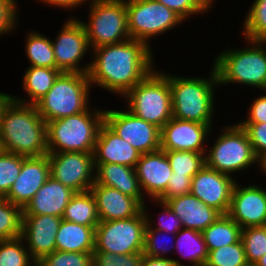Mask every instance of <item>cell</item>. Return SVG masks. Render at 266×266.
<instances>
[{
    "mask_svg": "<svg viewBox=\"0 0 266 266\" xmlns=\"http://www.w3.org/2000/svg\"><path fill=\"white\" fill-rule=\"evenodd\" d=\"M141 266H178L172 259L168 258H155L143 255Z\"/></svg>",
    "mask_w": 266,
    "mask_h": 266,
    "instance_id": "681fc988",
    "label": "cell"
},
{
    "mask_svg": "<svg viewBox=\"0 0 266 266\" xmlns=\"http://www.w3.org/2000/svg\"><path fill=\"white\" fill-rule=\"evenodd\" d=\"M146 226L143 209L128 219L100 221L95 228L94 252L117 255L143 252Z\"/></svg>",
    "mask_w": 266,
    "mask_h": 266,
    "instance_id": "8fae6325",
    "label": "cell"
},
{
    "mask_svg": "<svg viewBox=\"0 0 266 266\" xmlns=\"http://www.w3.org/2000/svg\"><path fill=\"white\" fill-rule=\"evenodd\" d=\"M213 127L214 124H201L172 117L161 128V149L164 151L186 150L205 154L207 146L210 145L208 141H212L209 137L214 131Z\"/></svg>",
    "mask_w": 266,
    "mask_h": 266,
    "instance_id": "9a60e30c",
    "label": "cell"
},
{
    "mask_svg": "<svg viewBox=\"0 0 266 266\" xmlns=\"http://www.w3.org/2000/svg\"><path fill=\"white\" fill-rule=\"evenodd\" d=\"M24 40V52L29 66L56 68L54 49L49 36L29 29Z\"/></svg>",
    "mask_w": 266,
    "mask_h": 266,
    "instance_id": "f1b7e54d",
    "label": "cell"
},
{
    "mask_svg": "<svg viewBox=\"0 0 266 266\" xmlns=\"http://www.w3.org/2000/svg\"><path fill=\"white\" fill-rule=\"evenodd\" d=\"M172 172L191 178L205 166V154L193 151H165Z\"/></svg>",
    "mask_w": 266,
    "mask_h": 266,
    "instance_id": "d590c367",
    "label": "cell"
},
{
    "mask_svg": "<svg viewBox=\"0 0 266 266\" xmlns=\"http://www.w3.org/2000/svg\"><path fill=\"white\" fill-rule=\"evenodd\" d=\"M50 175L75 193L89 191L95 182L93 153H48Z\"/></svg>",
    "mask_w": 266,
    "mask_h": 266,
    "instance_id": "5bb4252c",
    "label": "cell"
},
{
    "mask_svg": "<svg viewBox=\"0 0 266 266\" xmlns=\"http://www.w3.org/2000/svg\"><path fill=\"white\" fill-rule=\"evenodd\" d=\"M241 241L247 263L255 264L266 253V225L243 228Z\"/></svg>",
    "mask_w": 266,
    "mask_h": 266,
    "instance_id": "74e56055",
    "label": "cell"
},
{
    "mask_svg": "<svg viewBox=\"0 0 266 266\" xmlns=\"http://www.w3.org/2000/svg\"><path fill=\"white\" fill-rule=\"evenodd\" d=\"M217 131L219 135L212 137V146L206 148V166L236 180L238 178L235 175H240V172L243 174L246 170L248 173L253 166H257L260 170L258 172L263 173V164L256 157L247 133L238 123L221 126Z\"/></svg>",
    "mask_w": 266,
    "mask_h": 266,
    "instance_id": "8992f818",
    "label": "cell"
},
{
    "mask_svg": "<svg viewBox=\"0 0 266 266\" xmlns=\"http://www.w3.org/2000/svg\"><path fill=\"white\" fill-rule=\"evenodd\" d=\"M151 203L157 205V207H160L161 212L156 213L155 216L157 217V221L155 222L152 218L153 214L150 210L146 202L143 204V211L146 217V224L151 229H158L165 231L167 233L176 234L179 230L183 228V224L180 221L179 217L172 211V209L168 206L166 202H161L160 200H147ZM163 209V210H162ZM151 212V213H150ZM153 220V221H152ZM156 223V224H155Z\"/></svg>",
    "mask_w": 266,
    "mask_h": 266,
    "instance_id": "8d00e7d4",
    "label": "cell"
},
{
    "mask_svg": "<svg viewBox=\"0 0 266 266\" xmlns=\"http://www.w3.org/2000/svg\"><path fill=\"white\" fill-rule=\"evenodd\" d=\"M23 208L5 198H0V240L20 237Z\"/></svg>",
    "mask_w": 266,
    "mask_h": 266,
    "instance_id": "836d02e7",
    "label": "cell"
},
{
    "mask_svg": "<svg viewBox=\"0 0 266 266\" xmlns=\"http://www.w3.org/2000/svg\"><path fill=\"white\" fill-rule=\"evenodd\" d=\"M135 170L145 199L157 200L166 191L172 169L164 150L141 154Z\"/></svg>",
    "mask_w": 266,
    "mask_h": 266,
    "instance_id": "ffe728a7",
    "label": "cell"
},
{
    "mask_svg": "<svg viewBox=\"0 0 266 266\" xmlns=\"http://www.w3.org/2000/svg\"><path fill=\"white\" fill-rule=\"evenodd\" d=\"M23 238L0 240V266H34Z\"/></svg>",
    "mask_w": 266,
    "mask_h": 266,
    "instance_id": "e575fe53",
    "label": "cell"
},
{
    "mask_svg": "<svg viewBox=\"0 0 266 266\" xmlns=\"http://www.w3.org/2000/svg\"><path fill=\"white\" fill-rule=\"evenodd\" d=\"M172 211L179 217L183 228L203 232L221 213L202 203L193 194L176 196L166 201Z\"/></svg>",
    "mask_w": 266,
    "mask_h": 266,
    "instance_id": "cb8c5ba5",
    "label": "cell"
},
{
    "mask_svg": "<svg viewBox=\"0 0 266 266\" xmlns=\"http://www.w3.org/2000/svg\"><path fill=\"white\" fill-rule=\"evenodd\" d=\"M0 150L24 157L48 154L46 122L36 105L11 99L0 119Z\"/></svg>",
    "mask_w": 266,
    "mask_h": 266,
    "instance_id": "7a4b0ae2",
    "label": "cell"
},
{
    "mask_svg": "<svg viewBox=\"0 0 266 266\" xmlns=\"http://www.w3.org/2000/svg\"><path fill=\"white\" fill-rule=\"evenodd\" d=\"M141 153L105 122L99 128L93 151L94 163H115L135 168Z\"/></svg>",
    "mask_w": 266,
    "mask_h": 266,
    "instance_id": "44dd1931",
    "label": "cell"
},
{
    "mask_svg": "<svg viewBox=\"0 0 266 266\" xmlns=\"http://www.w3.org/2000/svg\"><path fill=\"white\" fill-rule=\"evenodd\" d=\"M104 122L119 137L130 143L141 154L161 149V129L156 125L133 115L126 108L106 109Z\"/></svg>",
    "mask_w": 266,
    "mask_h": 266,
    "instance_id": "4fadbf2b",
    "label": "cell"
},
{
    "mask_svg": "<svg viewBox=\"0 0 266 266\" xmlns=\"http://www.w3.org/2000/svg\"><path fill=\"white\" fill-rule=\"evenodd\" d=\"M24 156L0 150V198H4L20 174Z\"/></svg>",
    "mask_w": 266,
    "mask_h": 266,
    "instance_id": "60d3db41",
    "label": "cell"
},
{
    "mask_svg": "<svg viewBox=\"0 0 266 266\" xmlns=\"http://www.w3.org/2000/svg\"><path fill=\"white\" fill-rule=\"evenodd\" d=\"M263 174L266 175V162L263 164Z\"/></svg>",
    "mask_w": 266,
    "mask_h": 266,
    "instance_id": "f5cc1de1",
    "label": "cell"
},
{
    "mask_svg": "<svg viewBox=\"0 0 266 266\" xmlns=\"http://www.w3.org/2000/svg\"><path fill=\"white\" fill-rule=\"evenodd\" d=\"M241 24V38L266 42V0H254Z\"/></svg>",
    "mask_w": 266,
    "mask_h": 266,
    "instance_id": "1f68e13d",
    "label": "cell"
},
{
    "mask_svg": "<svg viewBox=\"0 0 266 266\" xmlns=\"http://www.w3.org/2000/svg\"><path fill=\"white\" fill-rule=\"evenodd\" d=\"M129 35L152 48L156 40L185 23L175 12L155 0H126Z\"/></svg>",
    "mask_w": 266,
    "mask_h": 266,
    "instance_id": "30bf717a",
    "label": "cell"
},
{
    "mask_svg": "<svg viewBox=\"0 0 266 266\" xmlns=\"http://www.w3.org/2000/svg\"><path fill=\"white\" fill-rule=\"evenodd\" d=\"M236 179L204 166L192 178L191 194L203 204L211 206L221 214H227L231 204V195Z\"/></svg>",
    "mask_w": 266,
    "mask_h": 266,
    "instance_id": "e0dca14e",
    "label": "cell"
},
{
    "mask_svg": "<svg viewBox=\"0 0 266 266\" xmlns=\"http://www.w3.org/2000/svg\"><path fill=\"white\" fill-rule=\"evenodd\" d=\"M256 266H266V253L257 260V262L255 263Z\"/></svg>",
    "mask_w": 266,
    "mask_h": 266,
    "instance_id": "816d5d0a",
    "label": "cell"
},
{
    "mask_svg": "<svg viewBox=\"0 0 266 266\" xmlns=\"http://www.w3.org/2000/svg\"><path fill=\"white\" fill-rule=\"evenodd\" d=\"M241 231L242 228L233 219L221 214L202 234L209 252L237 243L241 239Z\"/></svg>",
    "mask_w": 266,
    "mask_h": 266,
    "instance_id": "f546056e",
    "label": "cell"
},
{
    "mask_svg": "<svg viewBox=\"0 0 266 266\" xmlns=\"http://www.w3.org/2000/svg\"><path fill=\"white\" fill-rule=\"evenodd\" d=\"M62 219L84 226L97 227L100 219L91 191L75 193L71 197Z\"/></svg>",
    "mask_w": 266,
    "mask_h": 266,
    "instance_id": "4dcf8cb0",
    "label": "cell"
},
{
    "mask_svg": "<svg viewBox=\"0 0 266 266\" xmlns=\"http://www.w3.org/2000/svg\"><path fill=\"white\" fill-rule=\"evenodd\" d=\"M74 194L73 190L50 176L28 204L25 205L23 215L50 214L63 217L65 209Z\"/></svg>",
    "mask_w": 266,
    "mask_h": 266,
    "instance_id": "603a6c76",
    "label": "cell"
},
{
    "mask_svg": "<svg viewBox=\"0 0 266 266\" xmlns=\"http://www.w3.org/2000/svg\"><path fill=\"white\" fill-rule=\"evenodd\" d=\"M143 252L117 255L111 252H93V266H141Z\"/></svg>",
    "mask_w": 266,
    "mask_h": 266,
    "instance_id": "ee69618b",
    "label": "cell"
},
{
    "mask_svg": "<svg viewBox=\"0 0 266 266\" xmlns=\"http://www.w3.org/2000/svg\"><path fill=\"white\" fill-rule=\"evenodd\" d=\"M245 266H256V265L252 263H247Z\"/></svg>",
    "mask_w": 266,
    "mask_h": 266,
    "instance_id": "db71d44e",
    "label": "cell"
},
{
    "mask_svg": "<svg viewBox=\"0 0 266 266\" xmlns=\"http://www.w3.org/2000/svg\"><path fill=\"white\" fill-rule=\"evenodd\" d=\"M174 255L179 257L172 258L178 266H189V264L190 266H205L208 249L202 232L187 228L179 230L176 233Z\"/></svg>",
    "mask_w": 266,
    "mask_h": 266,
    "instance_id": "4316f807",
    "label": "cell"
},
{
    "mask_svg": "<svg viewBox=\"0 0 266 266\" xmlns=\"http://www.w3.org/2000/svg\"><path fill=\"white\" fill-rule=\"evenodd\" d=\"M154 69L122 98L133 115L160 129L173 117L172 93L166 71Z\"/></svg>",
    "mask_w": 266,
    "mask_h": 266,
    "instance_id": "52a82bcc",
    "label": "cell"
},
{
    "mask_svg": "<svg viewBox=\"0 0 266 266\" xmlns=\"http://www.w3.org/2000/svg\"><path fill=\"white\" fill-rule=\"evenodd\" d=\"M83 23L90 48L117 44L130 39L126 0H89Z\"/></svg>",
    "mask_w": 266,
    "mask_h": 266,
    "instance_id": "9c48e42d",
    "label": "cell"
},
{
    "mask_svg": "<svg viewBox=\"0 0 266 266\" xmlns=\"http://www.w3.org/2000/svg\"><path fill=\"white\" fill-rule=\"evenodd\" d=\"M262 93H264L262 95ZM256 98L253 97V101L248 103L246 108L247 117L242 120H238L237 123H265L266 122V90Z\"/></svg>",
    "mask_w": 266,
    "mask_h": 266,
    "instance_id": "7dc6e473",
    "label": "cell"
},
{
    "mask_svg": "<svg viewBox=\"0 0 266 266\" xmlns=\"http://www.w3.org/2000/svg\"><path fill=\"white\" fill-rule=\"evenodd\" d=\"M175 12L184 22L213 11L216 0H155ZM216 1V2H215ZM207 12V13H206Z\"/></svg>",
    "mask_w": 266,
    "mask_h": 266,
    "instance_id": "ab89813d",
    "label": "cell"
},
{
    "mask_svg": "<svg viewBox=\"0 0 266 266\" xmlns=\"http://www.w3.org/2000/svg\"><path fill=\"white\" fill-rule=\"evenodd\" d=\"M42 2L45 6L48 5L51 8L55 7L54 9H63L76 11V9L81 8L83 5L86 6L89 0H36V2ZM76 8V9H75Z\"/></svg>",
    "mask_w": 266,
    "mask_h": 266,
    "instance_id": "c3c4849f",
    "label": "cell"
},
{
    "mask_svg": "<svg viewBox=\"0 0 266 266\" xmlns=\"http://www.w3.org/2000/svg\"><path fill=\"white\" fill-rule=\"evenodd\" d=\"M245 250L241 239L232 245H225L208 252L205 266H245Z\"/></svg>",
    "mask_w": 266,
    "mask_h": 266,
    "instance_id": "f35d334b",
    "label": "cell"
},
{
    "mask_svg": "<svg viewBox=\"0 0 266 266\" xmlns=\"http://www.w3.org/2000/svg\"><path fill=\"white\" fill-rule=\"evenodd\" d=\"M243 48H224L214 57L219 87L239 84L254 90H266V42L243 38ZM258 88V89H257Z\"/></svg>",
    "mask_w": 266,
    "mask_h": 266,
    "instance_id": "277c9868",
    "label": "cell"
},
{
    "mask_svg": "<svg viewBox=\"0 0 266 266\" xmlns=\"http://www.w3.org/2000/svg\"><path fill=\"white\" fill-rule=\"evenodd\" d=\"M253 183L241 185L237 180L232 190L227 215L242 229L266 225V188L255 181Z\"/></svg>",
    "mask_w": 266,
    "mask_h": 266,
    "instance_id": "2e32d148",
    "label": "cell"
},
{
    "mask_svg": "<svg viewBox=\"0 0 266 266\" xmlns=\"http://www.w3.org/2000/svg\"><path fill=\"white\" fill-rule=\"evenodd\" d=\"M18 1L0 0V37L15 34L16 30L19 29L18 20L21 9H19Z\"/></svg>",
    "mask_w": 266,
    "mask_h": 266,
    "instance_id": "7bdbcfd3",
    "label": "cell"
},
{
    "mask_svg": "<svg viewBox=\"0 0 266 266\" xmlns=\"http://www.w3.org/2000/svg\"><path fill=\"white\" fill-rule=\"evenodd\" d=\"M169 234L162 230L151 229L147 225L145 229L143 255L155 258H172L171 255L174 254L175 250L176 234H171V236ZM167 236L170 237V239L168 238L169 242ZM163 239L165 242L162 241Z\"/></svg>",
    "mask_w": 266,
    "mask_h": 266,
    "instance_id": "d6a6232c",
    "label": "cell"
},
{
    "mask_svg": "<svg viewBox=\"0 0 266 266\" xmlns=\"http://www.w3.org/2000/svg\"><path fill=\"white\" fill-rule=\"evenodd\" d=\"M69 15L55 38L51 39L56 69L61 72L88 73L90 62L87 64L86 60H83L86 56L91 57L87 33L78 16L71 13ZM84 61L86 64L82 63Z\"/></svg>",
    "mask_w": 266,
    "mask_h": 266,
    "instance_id": "7c38bea8",
    "label": "cell"
},
{
    "mask_svg": "<svg viewBox=\"0 0 266 266\" xmlns=\"http://www.w3.org/2000/svg\"><path fill=\"white\" fill-rule=\"evenodd\" d=\"M95 228L62 219L56 235V250L94 252Z\"/></svg>",
    "mask_w": 266,
    "mask_h": 266,
    "instance_id": "83f0119b",
    "label": "cell"
},
{
    "mask_svg": "<svg viewBox=\"0 0 266 266\" xmlns=\"http://www.w3.org/2000/svg\"><path fill=\"white\" fill-rule=\"evenodd\" d=\"M90 191L95 198L100 221L128 219L143 209L135 198L117 189L94 182Z\"/></svg>",
    "mask_w": 266,
    "mask_h": 266,
    "instance_id": "7402d4cb",
    "label": "cell"
},
{
    "mask_svg": "<svg viewBox=\"0 0 266 266\" xmlns=\"http://www.w3.org/2000/svg\"><path fill=\"white\" fill-rule=\"evenodd\" d=\"M191 183V177L186 175H176L172 172L166 191L157 200L166 202L173 197L188 194L191 192Z\"/></svg>",
    "mask_w": 266,
    "mask_h": 266,
    "instance_id": "bcb514c9",
    "label": "cell"
},
{
    "mask_svg": "<svg viewBox=\"0 0 266 266\" xmlns=\"http://www.w3.org/2000/svg\"><path fill=\"white\" fill-rule=\"evenodd\" d=\"M238 124L247 133L256 157L264 164L266 162V122Z\"/></svg>",
    "mask_w": 266,
    "mask_h": 266,
    "instance_id": "f6af8a7d",
    "label": "cell"
},
{
    "mask_svg": "<svg viewBox=\"0 0 266 266\" xmlns=\"http://www.w3.org/2000/svg\"><path fill=\"white\" fill-rule=\"evenodd\" d=\"M153 48L135 39L91 49V87L122 97L155 68ZM155 63V64H154Z\"/></svg>",
    "mask_w": 266,
    "mask_h": 266,
    "instance_id": "6da1fadb",
    "label": "cell"
},
{
    "mask_svg": "<svg viewBox=\"0 0 266 266\" xmlns=\"http://www.w3.org/2000/svg\"><path fill=\"white\" fill-rule=\"evenodd\" d=\"M95 182L135 198L142 206L147 200L141 191L135 168L115 163H94Z\"/></svg>",
    "mask_w": 266,
    "mask_h": 266,
    "instance_id": "d4e9b609",
    "label": "cell"
},
{
    "mask_svg": "<svg viewBox=\"0 0 266 266\" xmlns=\"http://www.w3.org/2000/svg\"><path fill=\"white\" fill-rule=\"evenodd\" d=\"M91 89L87 73L61 72L52 88L35 105L46 123L73 116L93 103L90 102Z\"/></svg>",
    "mask_w": 266,
    "mask_h": 266,
    "instance_id": "ba28073f",
    "label": "cell"
},
{
    "mask_svg": "<svg viewBox=\"0 0 266 266\" xmlns=\"http://www.w3.org/2000/svg\"><path fill=\"white\" fill-rule=\"evenodd\" d=\"M39 266H93V252L58 251L37 262Z\"/></svg>",
    "mask_w": 266,
    "mask_h": 266,
    "instance_id": "b9f144b4",
    "label": "cell"
},
{
    "mask_svg": "<svg viewBox=\"0 0 266 266\" xmlns=\"http://www.w3.org/2000/svg\"><path fill=\"white\" fill-rule=\"evenodd\" d=\"M12 99V94L0 91V119L1 114L6 104Z\"/></svg>",
    "mask_w": 266,
    "mask_h": 266,
    "instance_id": "f907efd6",
    "label": "cell"
},
{
    "mask_svg": "<svg viewBox=\"0 0 266 266\" xmlns=\"http://www.w3.org/2000/svg\"><path fill=\"white\" fill-rule=\"evenodd\" d=\"M208 76H183L168 72L172 93L173 117L179 120L194 121L201 124H214L216 113L215 98L219 88L213 65ZM199 76V77H198ZM216 101V102H215ZM214 117V118H213Z\"/></svg>",
    "mask_w": 266,
    "mask_h": 266,
    "instance_id": "3957f363",
    "label": "cell"
},
{
    "mask_svg": "<svg viewBox=\"0 0 266 266\" xmlns=\"http://www.w3.org/2000/svg\"><path fill=\"white\" fill-rule=\"evenodd\" d=\"M22 77L23 97L12 94L22 104L35 105L53 86L61 71L56 68L28 66ZM26 95V96H25Z\"/></svg>",
    "mask_w": 266,
    "mask_h": 266,
    "instance_id": "484cf974",
    "label": "cell"
},
{
    "mask_svg": "<svg viewBox=\"0 0 266 266\" xmlns=\"http://www.w3.org/2000/svg\"><path fill=\"white\" fill-rule=\"evenodd\" d=\"M62 217L50 214L23 215L21 237L37 263L56 250V235Z\"/></svg>",
    "mask_w": 266,
    "mask_h": 266,
    "instance_id": "ac0fdd59",
    "label": "cell"
},
{
    "mask_svg": "<svg viewBox=\"0 0 266 266\" xmlns=\"http://www.w3.org/2000/svg\"><path fill=\"white\" fill-rule=\"evenodd\" d=\"M105 109L94 104L85 111L46 123L48 153H93Z\"/></svg>",
    "mask_w": 266,
    "mask_h": 266,
    "instance_id": "5b68a950",
    "label": "cell"
},
{
    "mask_svg": "<svg viewBox=\"0 0 266 266\" xmlns=\"http://www.w3.org/2000/svg\"><path fill=\"white\" fill-rule=\"evenodd\" d=\"M50 176L48 154L25 157L20 174L4 198L24 208Z\"/></svg>",
    "mask_w": 266,
    "mask_h": 266,
    "instance_id": "d6986e66",
    "label": "cell"
}]
</instances>
